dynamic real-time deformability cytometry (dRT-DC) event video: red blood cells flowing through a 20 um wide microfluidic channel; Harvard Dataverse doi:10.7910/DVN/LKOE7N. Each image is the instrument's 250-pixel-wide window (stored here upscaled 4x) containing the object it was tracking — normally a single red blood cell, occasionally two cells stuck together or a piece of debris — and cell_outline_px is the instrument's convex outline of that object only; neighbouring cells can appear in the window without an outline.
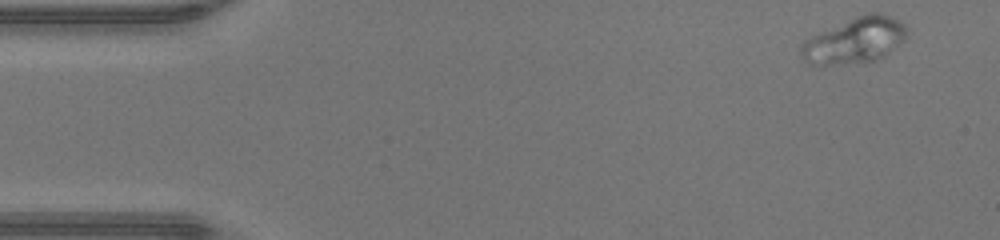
{"species": "human", "species_latin": "Homo sapiens", "temperature_condition": "warm", "stored_images_in_passage": 48, "camera_frame_rate_fps": 3000, "um_per_image_px": 0.085, "donor": {"sex": "male"}, "frame": {"image": 1, "passage_image": 1, "time_ms": 0.0, "image_size_px": [1000, 240], "cell_outline_px": [[908, 36], [904, 40], [884, 56], [876, 60], [836, 64], [808, 64], [804, 60], [800, 52], [800, 48], [804, 40], [812, 36], [856, 16], [868, 12], [880, 12], [892, 16], [904, 24], [908, 28]], "centroid_in_image_um": [72.7, 3.41], "position_along_channel_um": 12.3, "area_um2": 27.98}}
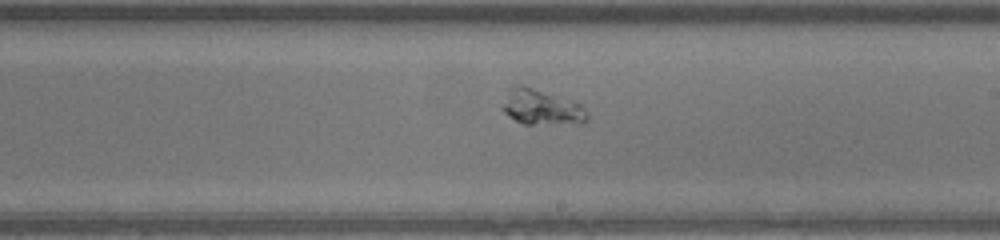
{"frame": {"image": 2, "passage_image": 27, "time_ms": 8.667, "image_size_px": [1000, 240], "cell_outline_px": [[588, 120], [580, 124], [524, 124], [516, 120], [504, 112], [500, 108], [500, 104], [512, 84], [524, 84], [576, 100], [588, 112]], "centroid_in_image_um": [46.04, 9.08], "position_along_channel_um": 243.0, "area_um2": 18.32}}
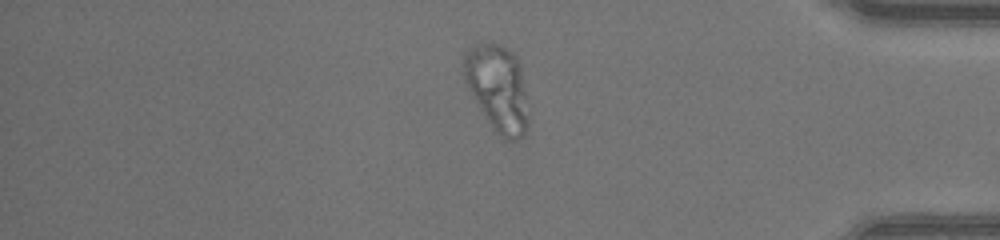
{"frame": {"image": 3, "passage_image": 40, "time_ms": 13.0, "image_size_px": [1000, 240], "cell_outline_px": [[528, 128], [516, 140], [504, 140], [492, 128], [468, 88], [464, 80], [460, 64], [460, 60], [464, 52], [472, 44], [500, 44], [508, 48], [516, 56], [520, 64], [524, 88], [528, 116]], "centroid_in_image_um": [42.25, 7.45], "position_along_channel_um": 393.0, "area_um2": 32.77}}